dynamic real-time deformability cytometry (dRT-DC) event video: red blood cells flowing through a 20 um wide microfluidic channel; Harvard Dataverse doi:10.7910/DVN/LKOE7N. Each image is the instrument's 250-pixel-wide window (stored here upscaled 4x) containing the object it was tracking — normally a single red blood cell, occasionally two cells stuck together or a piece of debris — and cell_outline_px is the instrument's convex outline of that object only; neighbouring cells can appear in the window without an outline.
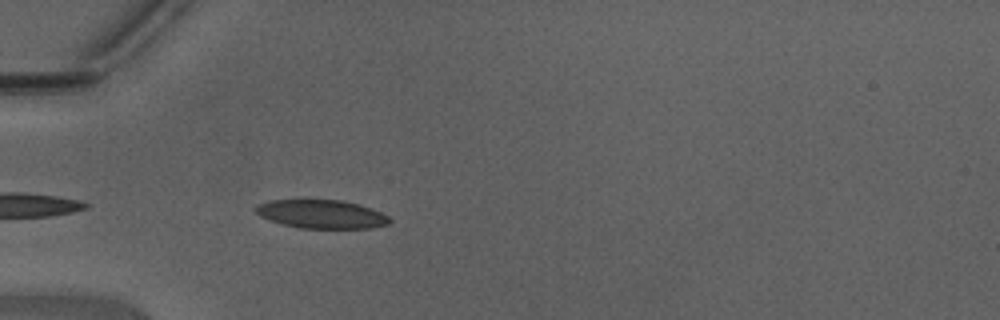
{"species": "Egyptian fruit bat (a non-hibernating species)", "species_latin": "Rousettus aegyptiacus", "temperature_condition": "warm", "stored_images_in_passage": 9, "camera_frame_rate_fps": 3000, "um_per_image_px": 0.085, "animal": {"sex": "male"}, "frame": {"image": 1, "passage_image": 3, "time_ms": 0.667, "image_size_px": [1000, 320], "cell_outline_px": [[392, 220], [388, 224], [368, 228], [300, 228], [284, 224], [260, 216], [252, 208], [260, 204], [272, 200], [344, 200], [380, 212], [388, 216]], "centroid_in_image_um": [27.32, 18.2], "position_along_channel_um": 57.7, "area_um2": 21.91}}
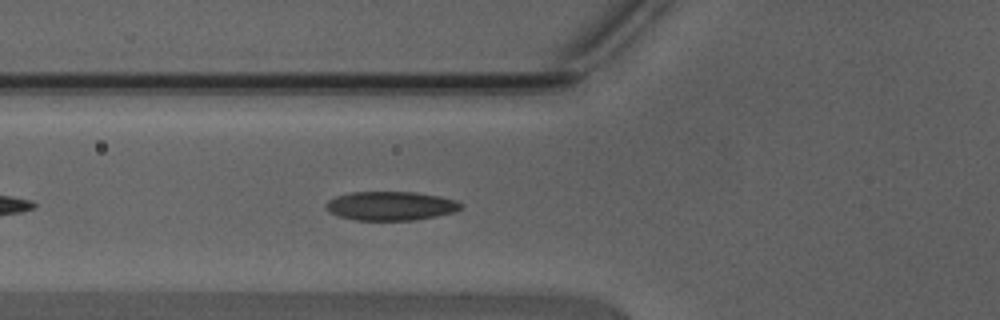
{"frame": {"image": 2, "passage_image": 6, "time_ms": 1.667, "image_size_px": [1000, 320], "cell_outline_px": [[464, 208], [456, 212], [436, 216], [412, 220], [356, 220], [336, 216], [328, 212], [324, 208], [324, 204], [328, 200], [336, 196], [352, 192], [416, 192], [440, 196], [456, 200], [464, 204]], "centroid_in_image_um": [33.21, 17.5], "position_along_channel_um": 92.6, "area_um2": 23.12}}